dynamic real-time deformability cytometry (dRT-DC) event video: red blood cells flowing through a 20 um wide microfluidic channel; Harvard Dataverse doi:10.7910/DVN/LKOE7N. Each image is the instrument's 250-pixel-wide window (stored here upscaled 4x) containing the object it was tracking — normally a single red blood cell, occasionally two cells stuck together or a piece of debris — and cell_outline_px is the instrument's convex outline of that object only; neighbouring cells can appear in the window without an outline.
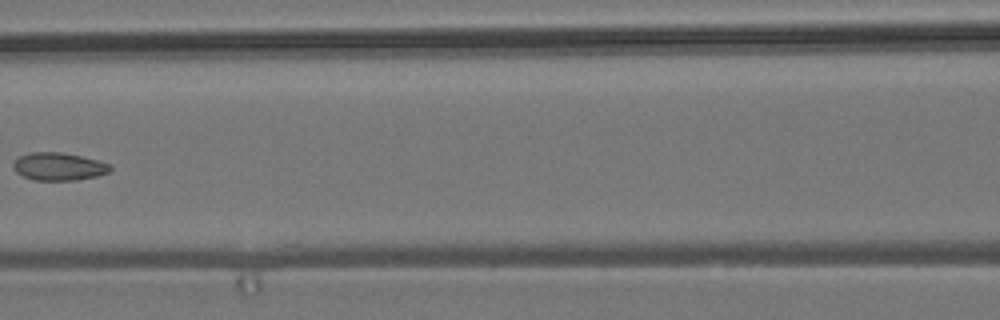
{"species": "common noctule bat (a hibernating species)", "species_latin": "Nyctalus noctula", "temperature_condition": "room temperature", "stored_images_in_passage": 8, "camera_frame_rate_fps": 3000, "um_per_image_px": 0.085, "animal": {"sex": "male", "body_mass_g": 19.2, "forearm_length_mm": 51.8}, "frame": {"image": 1, "passage_image": 8, "time_ms": 8.333, "image_size_px": [1000, 320], "cell_outline_px": [[112, 168], [108, 172], [96, 176], [76, 180], [32, 180], [16, 172], [12, 164], [20, 156], [32, 152], [60, 152], [80, 156], [96, 160], [108, 164]], "centroid_in_image_um": [4.96, 14.16], "position_along_channel_um": 161.6, "area_um2": 15.43}}